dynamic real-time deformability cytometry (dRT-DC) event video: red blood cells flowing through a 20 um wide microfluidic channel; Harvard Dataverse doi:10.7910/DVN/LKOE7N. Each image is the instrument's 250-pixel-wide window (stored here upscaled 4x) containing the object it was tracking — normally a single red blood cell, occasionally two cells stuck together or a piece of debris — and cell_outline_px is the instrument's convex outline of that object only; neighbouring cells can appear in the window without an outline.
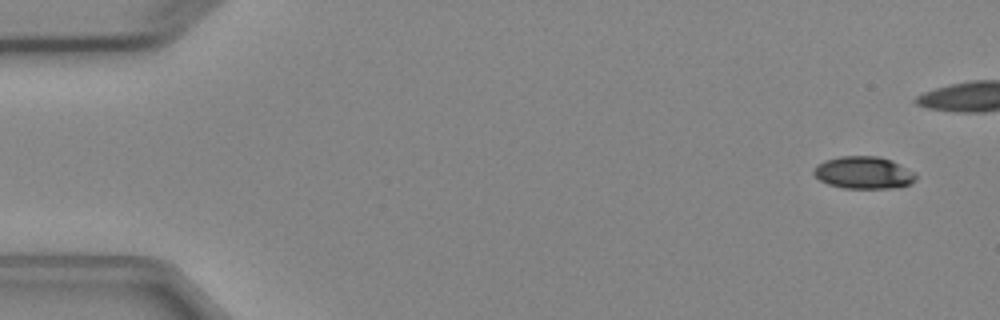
{"species": "Egyptian fruit bat (a non-hibernating species)", "species_latin": "Rousettus aegyptiacus", "temperature_condition": "cold", "stored_images_in_passage": 4, "camera_frame_rate_fps": 3000, "um_per_image_px": 0.085, "animal": {"sex": "female"}, "frame": {"image": 1, "passage_image": 1, "time_ms": 0.0, "image_size_px": [1000, 320], "cell_outline_px": [[916, 180], [908, 184], [892, 188], [844, 188], [828, 184], [820, 180], [812, 172], [816, 164], [824, 160], [840, 156], [876, 156], [892, 160], [912, 172], [916, 176]], "centroid_in_image_um": [73.35, 14.67], "position_along_channel_um": 11.6, "area_um2": 19.07}}